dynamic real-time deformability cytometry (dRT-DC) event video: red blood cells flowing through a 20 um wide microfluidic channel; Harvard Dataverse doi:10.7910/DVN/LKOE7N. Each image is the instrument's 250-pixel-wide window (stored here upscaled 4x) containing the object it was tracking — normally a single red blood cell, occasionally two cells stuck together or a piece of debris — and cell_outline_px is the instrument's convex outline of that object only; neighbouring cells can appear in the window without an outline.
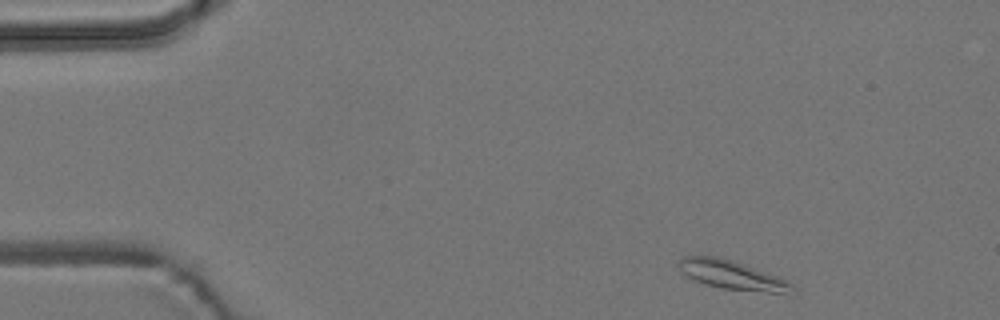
{"species": "common noctule bat (a hibernating species)", "species_latin": "Nyctalus noctula", "temperature_condition": "room temperature", "stored_images_in_passage": 6, "camera_frame_rate_fps": 3000, "um_per_image_px": 0.085, "animal": {"sex": "male", "body_mass_g": 19.2, "forearm_length_mm": 51.8}, "frame": {"image": 1, "passage_image": 6, "time_ms": 1.667, "image_size_px": [1000, 320], "cell_outline_px": [[796, 292], [768, 292], [724, 288], [708, 284], [696, 280], [680, 272], [676, 264], [684, 256], [716, 256], [732, 260], [744, 264], [788, 280], [796, 284]], "centroid_in_image_um": [62.25, 23.36], "position_along_channel_um": 22.7, "area_um2": 18.9}}